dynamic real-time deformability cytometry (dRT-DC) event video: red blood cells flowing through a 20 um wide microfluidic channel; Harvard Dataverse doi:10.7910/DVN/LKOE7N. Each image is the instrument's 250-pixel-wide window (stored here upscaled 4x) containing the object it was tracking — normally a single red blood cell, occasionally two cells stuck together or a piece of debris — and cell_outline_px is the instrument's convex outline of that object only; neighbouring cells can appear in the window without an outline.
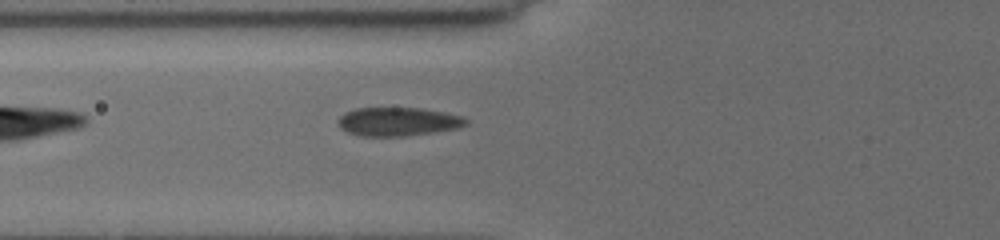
{"species": "common noctule bat (a hibernating species)", "species_latin": "Nyctalus noctula", "temperature_condition": "cold", "stored_images_in_passage": 5, "camera_frame_rate_fps": 3000, "um_per_image_px": 0.085, "animal": {"sex": "female", "body_mass_g": 19.5, "forearm_length_mm": 54.1}, "frame": {"image": 1, "passage_image": 2, "time_ms": 1.0, "image_size_px": [1000, 240], "cell_outline_px": [[468, 124], [456, 128], [404, 136], [360, 136], [348, 132], [340, 128], [336, 120], [344, 112], [356, 108], [420, 108], [460, 116], [468, 120]], "centroid_in_image_um": [33.74, 10.34], "position_along_channel_um": 92.1, "area_um2": 21.1}}
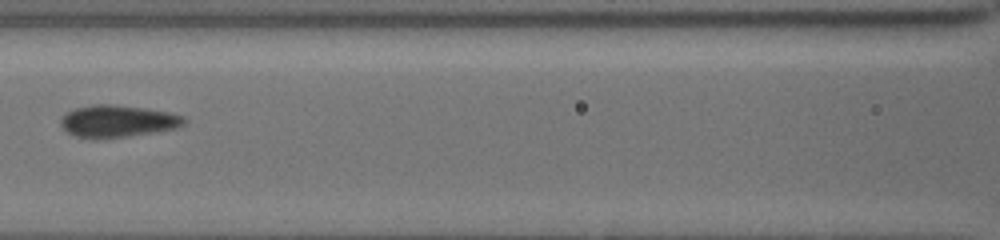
{"frame": {"image": 2, "passage_image": 4, "time_ms": 2.667, "image_size_px": [1000, 240], "cell_outline_px": [[184, 124], [172, 128], [124, 136], [96, 140], [92, 140], [76, 136], [68, 132], [60, 124], [60, 120], [68, 112], [76, 108], [92, 104], [116, 104], [144, 108], [168, 112], [184, 116]], "centroid_in_image_um": [9.93, 10.29], "position_along_channel_um": 156.7, "area_um2": 22.72}}
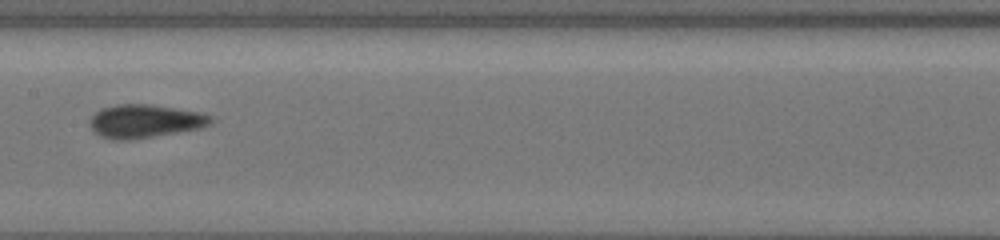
{"frame": {"image": 3, "passage_image": 5, "time_ms": 3.667, "image_size_px": [1000, 240], "cell_outline_px": [[212, 120], [208, 124], [200, 128], [128, 140], [112, 140], [96, 132], [92, 128], [92, 116], [100, 108], [116, 104], [152, 104], [200, 112], [212, 116]], "centroid_in_image_um": [12.32, 10.28], "position_along_channel_um": 195.1, "area_um2": 23.06}}